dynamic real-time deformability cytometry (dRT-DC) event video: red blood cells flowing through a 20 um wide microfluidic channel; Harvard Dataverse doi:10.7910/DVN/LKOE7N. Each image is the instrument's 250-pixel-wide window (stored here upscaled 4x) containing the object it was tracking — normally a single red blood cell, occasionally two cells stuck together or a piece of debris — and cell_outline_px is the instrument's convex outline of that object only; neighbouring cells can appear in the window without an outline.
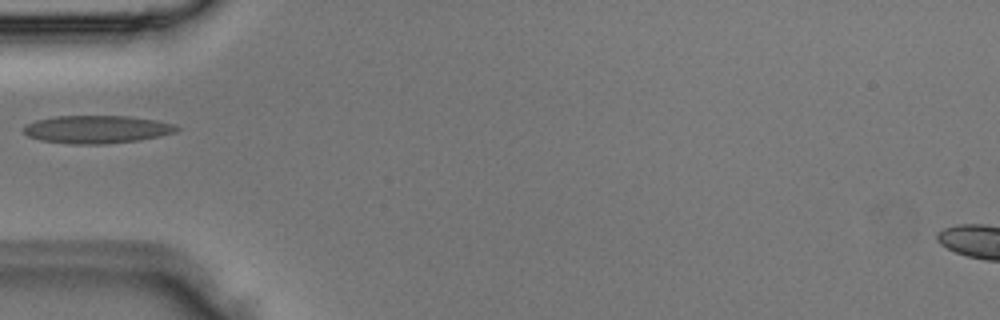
{"species": "Egyptian fruit bat (a non-hibernating species)", "species_latin": "Rousettus aegyptiacus", "temperature_condition": "room temperature", "stored_images_in_passage": 1, "camera_frame_rate_fps": 3000, "um_per_image_px": 0.085, "animal": {"sex": "male"}, "frame": {"image": 1, "passage_image": 1, "time_ms": 0.0, "image_size_px": [1000, 320], "cell_outline_px": [[180, 128], [176, 132], [160, 136], [140, 140], [104, 144], [68, 144], [40, 140], [28, 136], [20, 128], [24, 124], [36, 120], [56, 116], [128, 116], [156, 120], [176, 124]], "centroid_in_image_um": [8.21, 10.99], "position_along_channel_um": 76.8, "area_um2": 25.14}}